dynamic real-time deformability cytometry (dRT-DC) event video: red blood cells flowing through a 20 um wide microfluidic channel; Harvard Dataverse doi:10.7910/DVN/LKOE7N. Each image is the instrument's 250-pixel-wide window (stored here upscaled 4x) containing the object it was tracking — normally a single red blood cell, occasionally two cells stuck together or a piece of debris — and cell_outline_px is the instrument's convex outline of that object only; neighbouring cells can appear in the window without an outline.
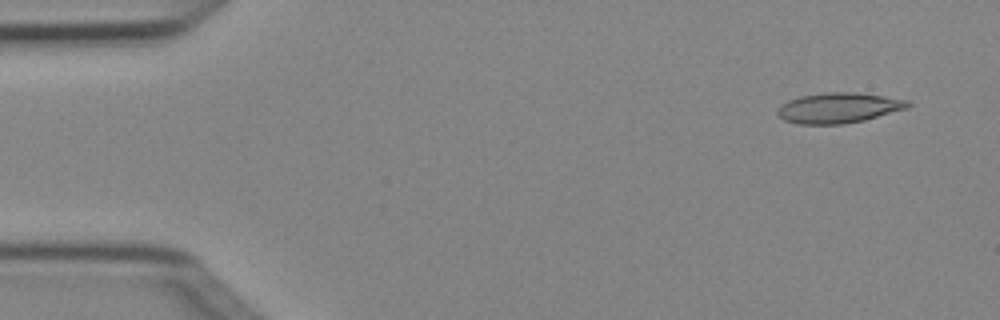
{"species": "Egyptian fruit bat (a non-hibernating species)", "species_latin": "Rousettus aegyptiacus", "temperature_condition": "cold", "stored_images_in_passage": 4, "camera_frame_rate_fps": 3000, "um_per_image_px": 0.085, "animal": {"sex": "female"}, "frame": {"image": 1, "passage_image": 1, "time_ms": 0.0, "image_size_px": [1000, 320], "cell_outline_px": [[912, 104], [908, 108], [864, 120], [844, 124], [796, 124], [784, 120], [776, 112], [788, 100], [800, 96], [828, 92], [856, 92], [908, 100]], "centroid_in_image_um": [71.3, 9.17], "position_along_channel_um": 13.7, "area_um2": 22.89}}
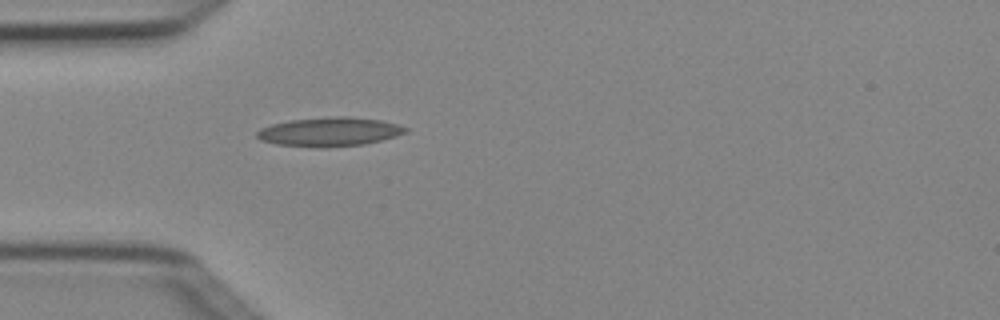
{"frame": {"image": 2, "passage_image": 4, "time_ms": 1.0, "image_size_px": [1000, 320], "cell_outline_px": [[408, 132], [396, 136], [364, 144], [324, 148], [320, 148], [276, 144], [260, 140], [256, 136], [256, 132], [260, 128], [272, 124], [288, 120], [332, 116], [348, 116], [380, 120], [396, 124], [408, 128]], "centroid_in_image_um": [27.98, 11.2], "position_along_channel_um": 57.0, "area_um2": 25.26}}